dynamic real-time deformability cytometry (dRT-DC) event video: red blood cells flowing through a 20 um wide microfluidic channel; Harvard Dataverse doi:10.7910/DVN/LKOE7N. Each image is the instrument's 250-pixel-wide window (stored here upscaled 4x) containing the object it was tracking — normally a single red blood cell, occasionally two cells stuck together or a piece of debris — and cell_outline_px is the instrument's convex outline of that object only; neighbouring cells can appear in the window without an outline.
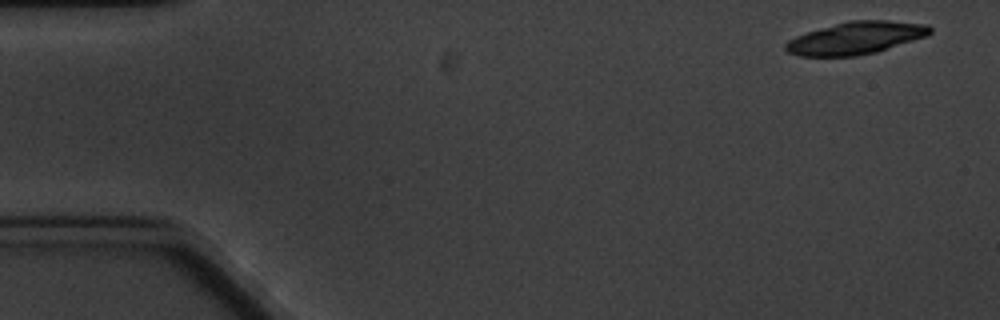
{"species": "common noctule bat (a hibernating species)", "species_latin": "Nyctalus noctula", "temperature_condition": "cold", "stored_images_in_passage": 4, "camera_frame_rate_fps": 3000, "um_per_image_px": 0.085, "animal": {"sex": "male", "body_mass_g": 20.1, "forearm_length_mm": 53.5}, "frame": {"image": 1, "passage_image": 1, "time_ms": 0.0, "image_size_px": [1000, 320], "cell_outline_px": [[932, 32], [928, 36], [876, 52], [856, 56], [800, 56], [788, 52], [784, 48], [784, 44], [788, 40], [796, 36], [808, 32], [848, 20], [888, 20], [928, 24], [932, 28]], "centroid_in_image_um": [72.78, 3.23], "position_along_channel_um": 12.2, "area_um2": 27.34}}